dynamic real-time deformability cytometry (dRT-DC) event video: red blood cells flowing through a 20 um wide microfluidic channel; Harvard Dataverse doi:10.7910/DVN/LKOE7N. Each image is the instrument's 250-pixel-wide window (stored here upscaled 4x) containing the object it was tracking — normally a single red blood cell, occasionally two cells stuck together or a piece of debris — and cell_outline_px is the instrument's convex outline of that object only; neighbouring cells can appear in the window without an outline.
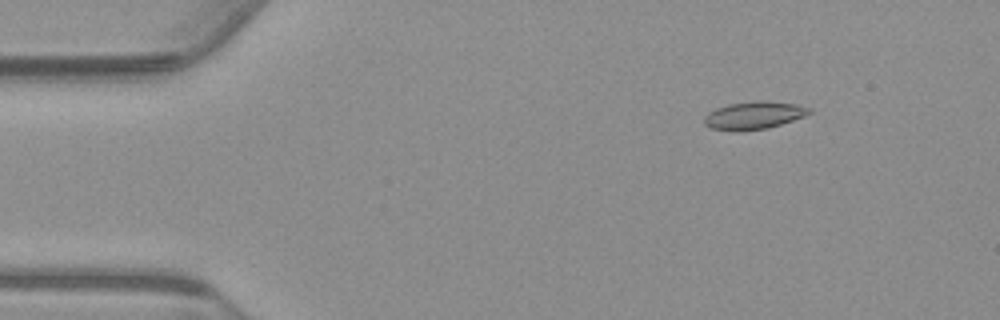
{"species": "common noctule bat (a hibernating species)", "species_latin": "Nyctalus noctula", "temperature_condition": "warm", "stored_images_in_passage": 55, "camera_frame_rate_fps": 3000, "um_per_image_px": 0.085, "animal": {"sex": "male", "body_mass_g": 23.1, "forearm_length_mm": 52.7}, "frame": {"image": 1, "passage_image": 7, "time_ms": 2.0, "image_size_px": [1000, 320], "cell_outline_px": [[812, 112], [804, 116], [768, 128], [740, 132], [736, 132], [712, 128], [704, 124], [704, 116], [708, 112], [716, 108], [728, 104], [756, 100], [764, 100], [796, 104], [812, 108]], "centroid_in_image_um": [64.06, 9.8], "position_along_channel_um": 20.9, "area_um2": 17.17}}
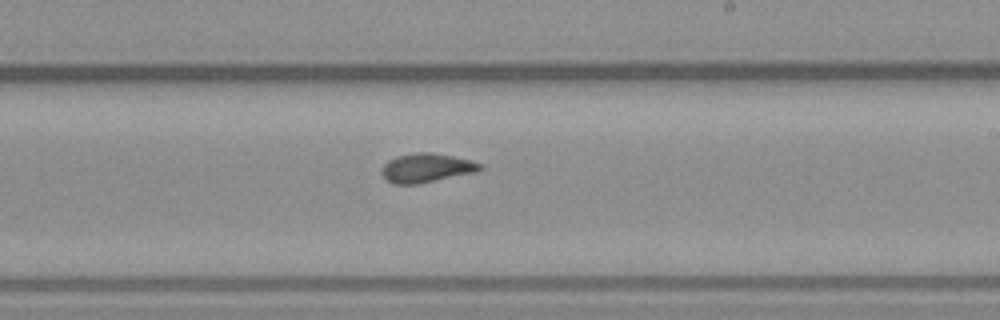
{"frame": {"image": 2, "passage_image": 32, "time_ms": 10.333, "image_size_px": [1000, 320], "cell_outline_px": [[484, 168], [476, 172], [416, 184], [392, 184], [384, 176], [384, 164], [388, 160], [396, 156], [416, 152], [432, 152], [452, 156], [484, 164]], "centroid_in_image_um": [36.28, 14.26], "position_along_channel_um": 252.7, "area_um2": 16.42}}
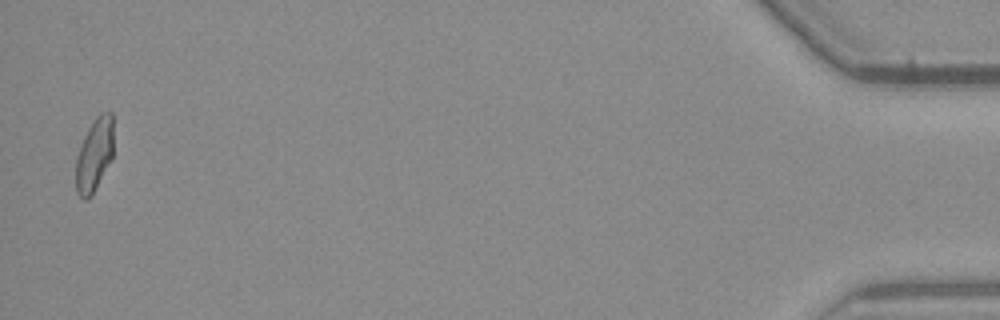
{"frame": {"image": 3, "passage_image": 54, "time_ms": 17.667, "image_size_px": [1000, 320], "cell_outline_px": [[112, 160], [92, 196], [88, 200], [84, 200], [76, 192], [76, 156], [84, 136], [92, 120], [100, 112], [112, 112]], "centroid_in_image_um": [8.01, 13.18], "position_along_channel_um": 427.2, "area_um2": 16.3}, "authors_computed_cell_mechanics": {"area_um2": 16.4152, "velocity_mm_per_s": 3.7462, "shape_relaxation_time_tau1_ms": 5.9541, "shape_relaxation_time_tau2_ms": 2.0471, "deformation_change_tau1": 0.1591, "deformation_change_tau2": 0.0683}}